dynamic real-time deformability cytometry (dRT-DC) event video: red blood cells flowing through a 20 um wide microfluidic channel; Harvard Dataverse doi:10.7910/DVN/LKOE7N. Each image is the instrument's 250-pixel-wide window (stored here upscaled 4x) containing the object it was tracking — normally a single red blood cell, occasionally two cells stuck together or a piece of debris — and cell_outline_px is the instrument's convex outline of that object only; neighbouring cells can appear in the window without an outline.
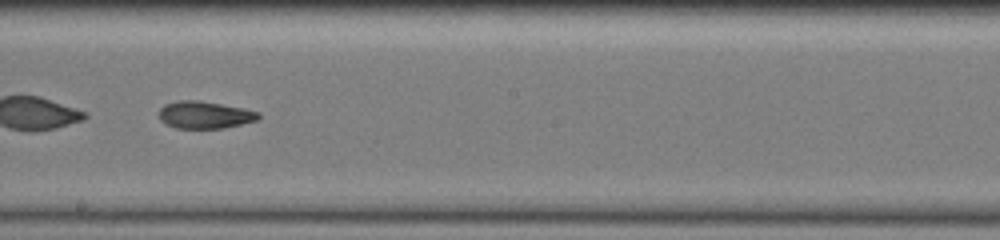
{"species": "common noctule bat (a hibernating species)", "species_latin": "Nyctalus noctula", "temperature_condition": "warm", "stored_images_in_passage": 66, "segment_of_instrument_passage": [2, 2], "camera_frame_rate_fps": 3000, "um_per_image_px": 0.085, "animal": {"sex": "female", "body_mass_g": 19.5, "forearm_length_mm": 54.1}, "frame": {"image": 1, "passage_image": 56, "time_ms": 13.333, "image_size_px": [1000, 240], "cell_outline_px": [[260, 116], [256, 120], [224, 128], [176, 128], [164, 124], [160, 120], [160, 108], [164, 104], [180, 100], [196, 100], [244, 108], [260, 112]], "centroid_in_image_um": [17.38, 9.76], "position_along_channel_um": 230.8, "area_um2": 15.72}}